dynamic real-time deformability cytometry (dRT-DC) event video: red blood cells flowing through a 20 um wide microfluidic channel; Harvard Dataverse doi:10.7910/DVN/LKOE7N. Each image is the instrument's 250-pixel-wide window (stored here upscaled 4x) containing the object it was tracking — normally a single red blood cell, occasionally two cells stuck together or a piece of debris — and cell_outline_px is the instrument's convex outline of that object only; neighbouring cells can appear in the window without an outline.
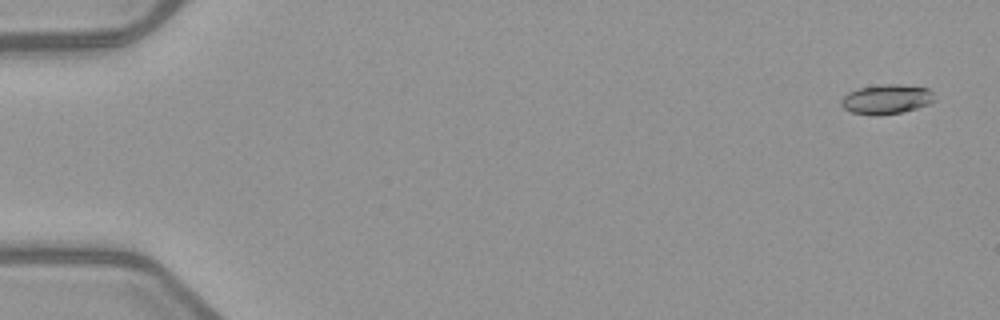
{"species": "common noctule bat (a hibernating species)", "species_latin": "Nyctalus noctula", "temperature_condition": "warm", "stored_images_in_passage": 5, "camera_frame_rate_fps": 3000, "um_per_image_px": 0.085, "animal": {"sex": "female", "body_mass_g": 21.9}, "frame": {"image": 1, "passage_image": 1, "time_ms": 0.0, "image_size_px": [1000, 320], "cell_outline_px": [[936, 100], [928, 104], [916, 108], [900, 112], [880, 116], [876, 116], [852, 112], [844, 108], [840, 104], [840, 100], [848, 92], [860, 88], [880, 84], [896, 84], [928, 88], [932, 92]], "centroid_in_image_um": [75.34, 8.43], "position_along_channel_um": 9.7, "area_um2": 16.07}}
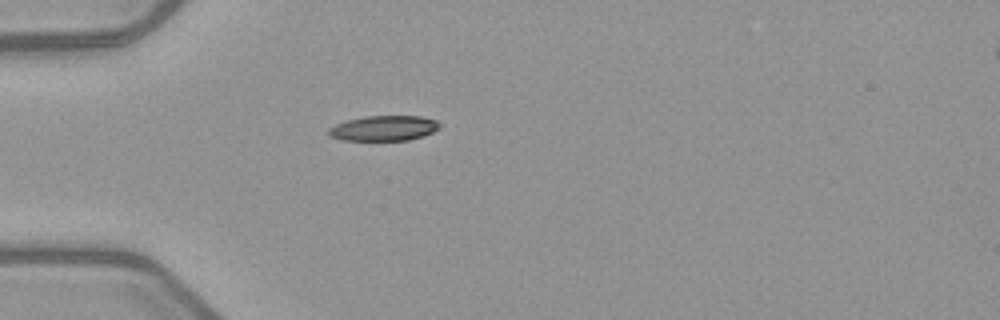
{"frame": {"image": 2, "passage_image": 5, "time_ms": 4.667, "image_size_px": [1000, 320], "cell_outline_px": [[440, 128], [424, 136], [408, 140], [340, 140], [332, 136], [328, 132], [328, 128], [336, 124], [348, 120], [364, 116], [420, 116], [436, 120], [440, 124]], "centroid_in_image_um": [32.64, 10.89], "position_along_channel_um": 52.4, "area_um2": 16.24}}